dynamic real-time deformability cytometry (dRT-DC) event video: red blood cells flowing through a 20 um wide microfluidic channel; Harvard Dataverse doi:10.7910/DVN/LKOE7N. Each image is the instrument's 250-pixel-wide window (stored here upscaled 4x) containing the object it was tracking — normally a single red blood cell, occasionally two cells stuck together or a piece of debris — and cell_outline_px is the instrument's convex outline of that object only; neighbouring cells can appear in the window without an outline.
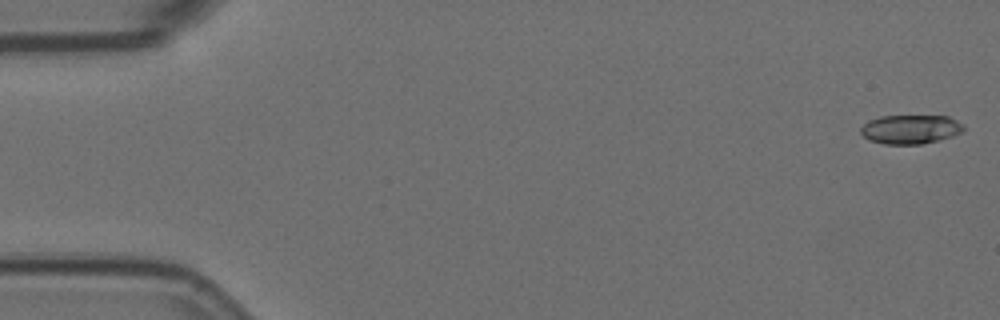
{"species": "Egyptian fruit bat (a non-hibernating species)", "species_latin": "Rousettus aegyptiacus", "temperature_condition": "room temperature", "stored_images_in_passage": 58, "camera_frame_rate_fps": 3000, "um_per_image_px": 0.085, "animal": {"sex": "female"}, "frame": {"image": 1, "passage_image": 1, "time_ms": 0.0, "image_size_px": [1000, 320], "cell_outline_px": [[964, 132], [940, 140], [920, 144], [884, 144], [868, 140], [860, 132], [860, 128], [868, 120], [880, 116], [948, 116], [964, 124]], "centroid_in_image_um": [77.4, 10.99], "position_along_channel_um": 7.6, "area_um2": 17.57}}
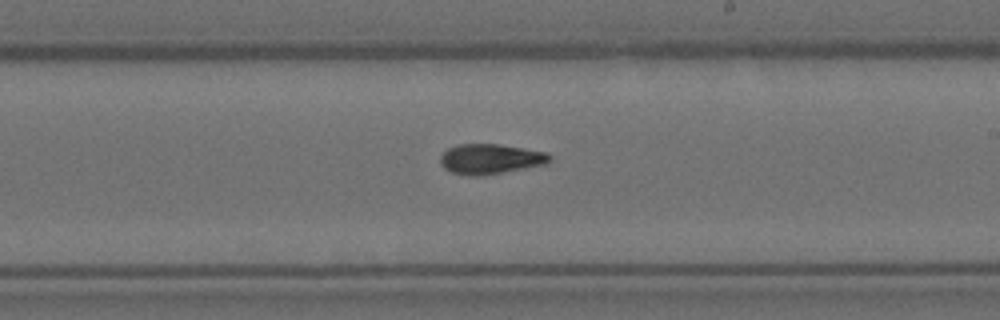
{"frame": {"image": 2, "passage_image": 33, "time_ms": 10.667, "image_size_px": [1000, 320], "cell_outline_px": [[552, 160], [548, 164], [476, 176], [472, 176], [452, 172], [444, 168], [440, 164], [440, 156], [448, 148], [456, 144], [496, 144], [548, 152], [552, 156]], "centroid_in_image_um": [41.7, 13.5], "position_along_channel_um": 247.3, "area_um2": 19.07}}
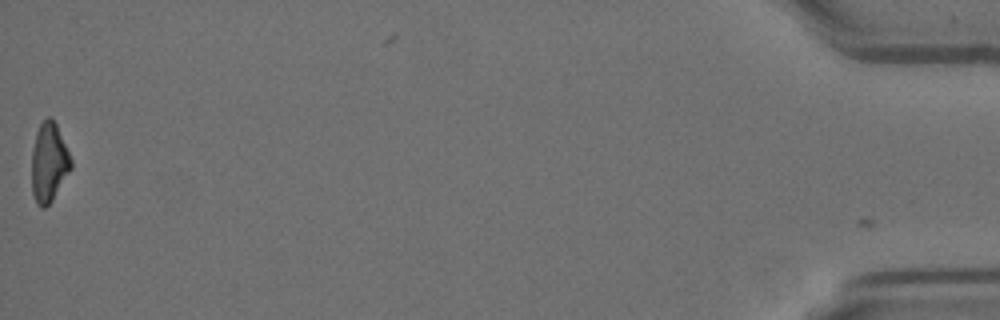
{"frame": {"image": 3, "passage_image": 57, "time_ms": 18.667, "image_size_px": [1000, 320], "cell_outline_px": [[72, 168], [52, 200], [44, 208], [40, 208], [36, 204], [32, 192], [32, 148], [36, 132], [40, 124], [48, 116], [52, 116], [56, 124], [72, 160]], "centroid_in_image_um": [4.15, 13.81], "position_along_channel_um": 431.1, "area_um2": 18.15}, "authors_computed_cell_mechanics": {"area_um2": 18.4382, "velocity_mm_per_s": 3.558, "shape_relaxation_time_tau1_ms": 7.4043, "shape_relaxation_time_tau2_ms": 4.7314, "deformation_change_tau1": 0.2, "deformation_change_tau2": 0.1212}}